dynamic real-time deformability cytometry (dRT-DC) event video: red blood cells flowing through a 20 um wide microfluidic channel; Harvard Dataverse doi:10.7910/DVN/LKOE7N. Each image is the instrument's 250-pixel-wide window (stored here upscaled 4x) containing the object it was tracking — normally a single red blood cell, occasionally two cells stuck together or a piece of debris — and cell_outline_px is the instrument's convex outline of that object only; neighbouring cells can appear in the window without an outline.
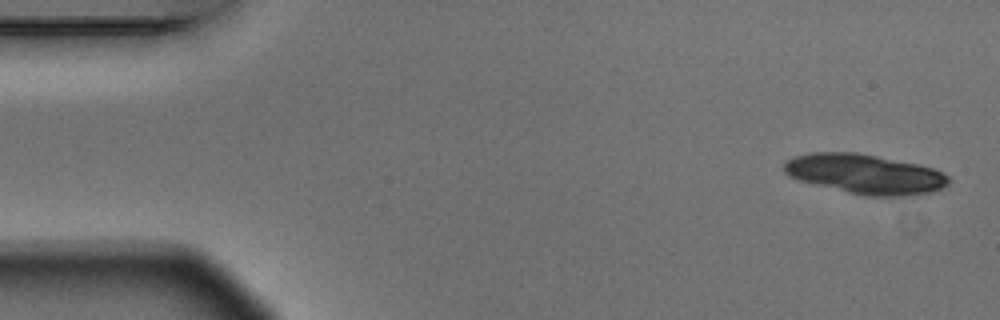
{"species": "Egyptian fruit bat (a non-hibernating species)", "species_latin": "Rousettus aegyptiacus", "temperature_condition": "warm", "stored_images_in_passage": 5, "camera_frame_rate_fps": 3000, "um_per_image_px": 0.085, "animal": {"sex": "male"}, "frame": {"image": 1, "passage_image": 1, "time_ms": 0.0, "image_size_px": [1000, 320], "cell_outline_px": [[952, 180], [944, 188], [928, 192], [908, 196], [864, 196], [800, 180], [788, 176], [784, 172], [784, 164], [788, 160], [796, 156], [812, 152], [856, 152], [920, 164], [932, 168], [948, 176]], "centroid_in_image_um": [73.56, 14.79], "position_along_channel_um": 11.4, "area_um2": 37.92}}